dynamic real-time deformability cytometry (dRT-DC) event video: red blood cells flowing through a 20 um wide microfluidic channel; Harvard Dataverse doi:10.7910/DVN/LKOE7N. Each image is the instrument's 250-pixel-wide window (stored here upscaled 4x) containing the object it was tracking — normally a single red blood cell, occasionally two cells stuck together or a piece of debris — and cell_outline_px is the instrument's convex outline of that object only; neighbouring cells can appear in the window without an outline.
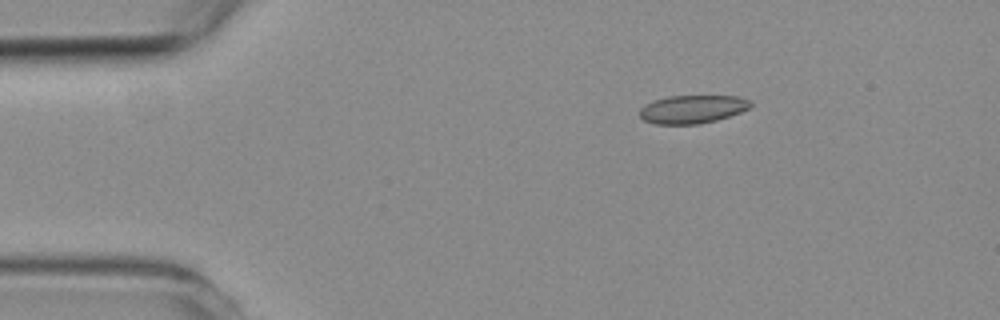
{"species": "common noctule bat (a hibernating species)", "species_latin": "Nyctalus noctula", "temperature_condition": "room temperature", "stored_images_in_passage": 3, "camera_frame_rate_fps": 3000, "um_per_image_px": 0.085, "animal": {"sex": "female", "body_mass_g": 19.3, "forearm_length_mm": 54.1}, "frame": {"image": 1, "passage_image": 1, "time_ms": 0.0, "image_size_px": [1000, 320], "cell_outline_px": [[752, 104], [748, 108], [740, 112], [716, 120], [700, 124], [656, 124], [644, 120], [640, 116], [640, 108], [644, 104], [652, 100], [668, 96], [740, 96], [748, 100]], "centroid_in_image_um": [58.82, 9.28], "position_along_channel_um": 26.2, "area_um2": 18.21}}